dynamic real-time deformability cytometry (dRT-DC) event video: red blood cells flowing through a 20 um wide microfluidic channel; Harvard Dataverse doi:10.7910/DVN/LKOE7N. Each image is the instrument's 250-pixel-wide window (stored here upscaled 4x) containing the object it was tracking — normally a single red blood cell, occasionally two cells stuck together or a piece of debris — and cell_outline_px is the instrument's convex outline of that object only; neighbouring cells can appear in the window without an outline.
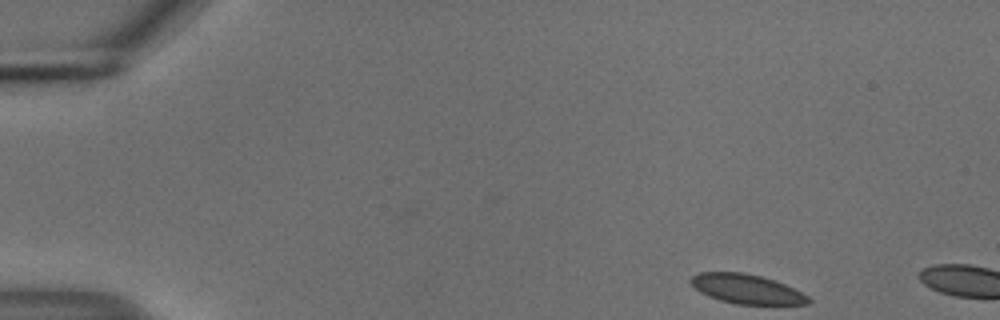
{"species": "common noctule bat (a hibernating species)", "species_latin": "Nyctalus noctula", "temperature_condition": "cold", "stored_images_in_passage": 2, "camera_frame_rate_fps": 3000, "um_per_image_px": 0.085, "animal": {"sex": "male", "body_mass_g": 18.8}, "frame": {"image": 1, "passage_image": 1, "time_ms": 0.0, "image_size_px": [1000, 320], "cell_outline_px": [[812, 300], [808, 304], [736, 304], [720, 300], [708, 296], [700, 292], [688, 280], [692, 276], [700, 272], [744, 272], [760, 276], [784, 284], [808, 296]], "centroid_in_image_um": [63.43, 24.56], "position_along_channel_um": 21.6, "area_um2": 19.94}}